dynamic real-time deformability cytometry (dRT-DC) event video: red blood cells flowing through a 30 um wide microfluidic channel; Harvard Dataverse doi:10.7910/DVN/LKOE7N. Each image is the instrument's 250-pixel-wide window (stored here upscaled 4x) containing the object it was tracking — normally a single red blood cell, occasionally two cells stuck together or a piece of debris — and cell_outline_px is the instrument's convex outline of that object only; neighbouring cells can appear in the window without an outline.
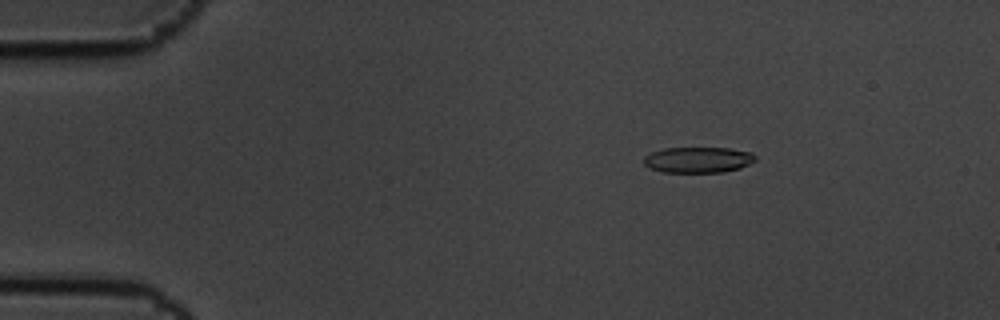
{"species": "common noctule bat (a hibernating species)", "species_latin": "Nyctalus noctula", "temperature_condition": "cold", "stored_images_in_passage": 10, "camera_frame_rate_fps": 3000, "um_per_image_px": 0.085, "animal": {"sex": "male", "body_mass_g": 19.5, "forearm_length_mm": 54.6}, "frame": {"image": 1, "passage_image": 3, "time_ms": 0.667, "image_size_px": [1000, 320], "cell_outline_px": [[756, 160], [740, 168], [724, 172], [664, 172], [648, 168], [644, 164], [644, 156], [652, 152], [664, 148], [728, 148], [752, 152], [756, 156]], "centroid_in_image_um": [59.34, 13.58], "position_along_channel_um": 25.7, "area_um2": 16.82}}
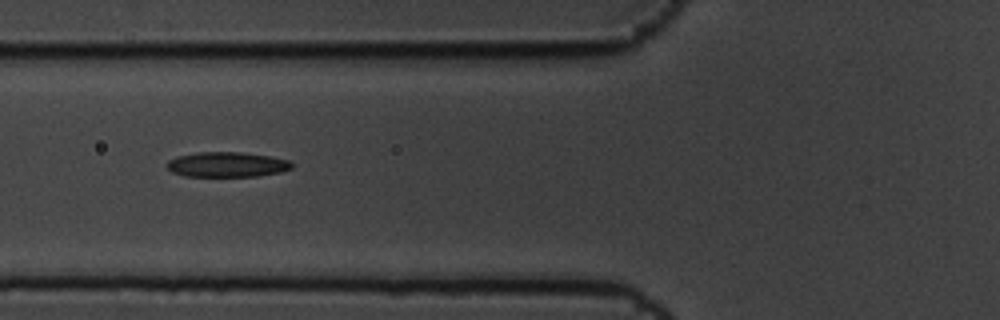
{"frame": {"image": 2, "passage_image": 7, "time_ms": 2.0, "image_size_px": [1000, 320], "cell_outline_px": [[292, 168], [280, 172], [256, 176], [184, 176], [172, 172], [164, 164], [168, 160], [176, 156], [200, 152], [240, 152], [268, 156], [288, 160], [292, 164]], "centroid_in_image_um": [19.24, 13.98], "position_along_channel_um": 106.6, "area_um2": 18.15}}
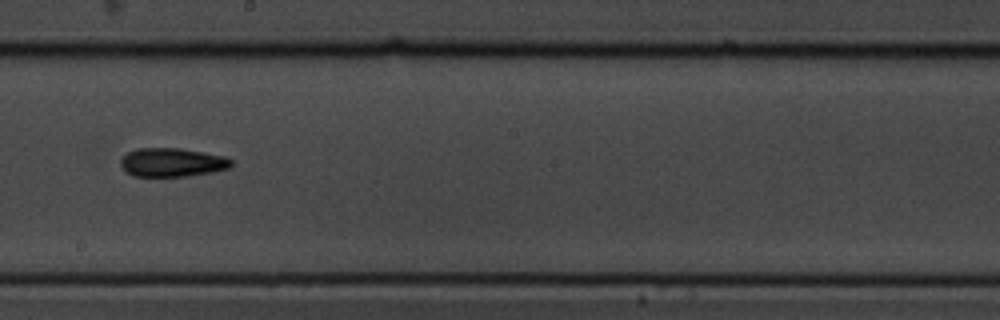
{"frame": {"image": 3, "passage_image": 10, "time_ms": 3.0, "image_size_px": [1000, 320], "cell_outline_px": [[232, 164], [228, 168], [212, 172], [188, 176], [132, 176], [124, 172], [120, 164], [120, 160], [128, 152], [136, 148], [180, 148], [228, 156], [232, 160]], "centroid_in_image_um": [14.62, 13.8], "position_along_channel_um": 233.6, "area_um2": 18.73}}